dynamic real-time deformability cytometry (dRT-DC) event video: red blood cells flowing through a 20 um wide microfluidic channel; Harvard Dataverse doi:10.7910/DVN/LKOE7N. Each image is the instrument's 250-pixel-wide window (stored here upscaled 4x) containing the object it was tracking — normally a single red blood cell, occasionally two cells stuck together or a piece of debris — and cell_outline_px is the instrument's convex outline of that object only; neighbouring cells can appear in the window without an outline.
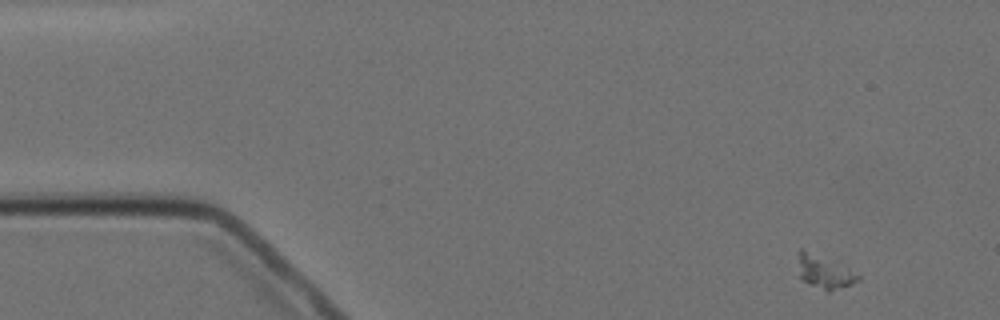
{"species": "Egyptian fruit bat (a non-hibernating species)", "species_latin": "Rousettus aegyptiacus", "temperature_condition": "cold", "stored_images_in_passage": 6, "camera_frame_rate_fps": 3000, "um_per_image_px": 0.085, "animal": {"sex": "female"}, "frame": {"image": 1, "passage_image": 1, "time_ms": 0.0, "image_size_px": [1000, 320], "cell_outline_px": [[860, 280], [852, 284], [828, 292], [804, 280], [800, 276], [800, 248], [804, 248], [848, 268], [860, 276]], "centroid_in_image_um": [70.12, 23.11], "position_along_channel_um": 14.9, "area_um2": 11.1}}
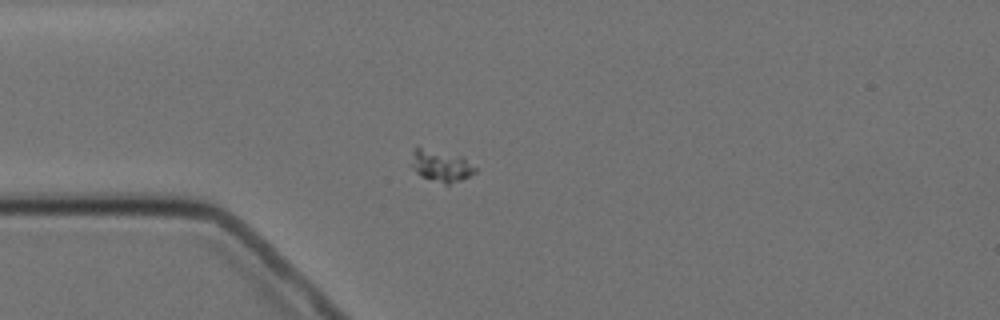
{"frame": {"image": 2, "passage_image": 4, "time_ms": 3.667, "image_size_px": [1000, 320], "cell_outline_px": [[476, 172], [460, 180], [448, 184], [444, 184], [420, 176], [412, 168], [412, 164], [416, 148], [420, 148], [460, 156], [476, 168]], "centroid_in_image_um": [37.5, 14.14], "position_along_channel_um": 47.5, "area_um2": 11.16}}
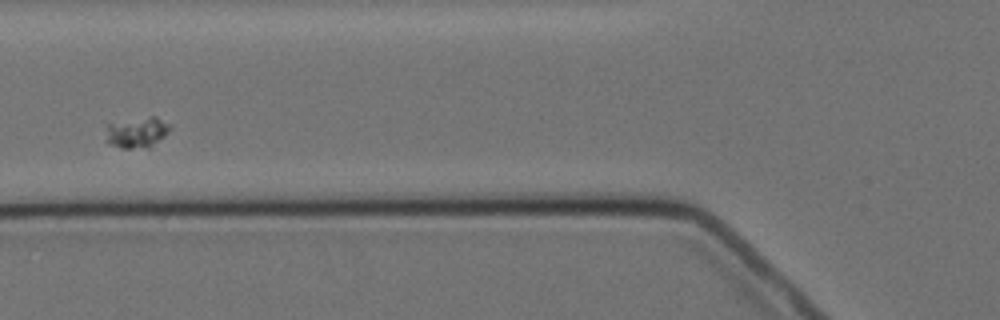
{"frame": {"image": 3, "passage_image": 6, "time_ms": 6.0, "image_size_px": [1000, 320], "cell_outline_px": [[172, 128], [164, 136], [148, 148], [120, 148], [108, 144], [104, 140], [108, 124], [148, 116], [156, 116], [172, 124]], "centroid_in_image_um": [11.65, 11.25], "position_along_channel_um": 114.2, "area_um2": 11.68}}